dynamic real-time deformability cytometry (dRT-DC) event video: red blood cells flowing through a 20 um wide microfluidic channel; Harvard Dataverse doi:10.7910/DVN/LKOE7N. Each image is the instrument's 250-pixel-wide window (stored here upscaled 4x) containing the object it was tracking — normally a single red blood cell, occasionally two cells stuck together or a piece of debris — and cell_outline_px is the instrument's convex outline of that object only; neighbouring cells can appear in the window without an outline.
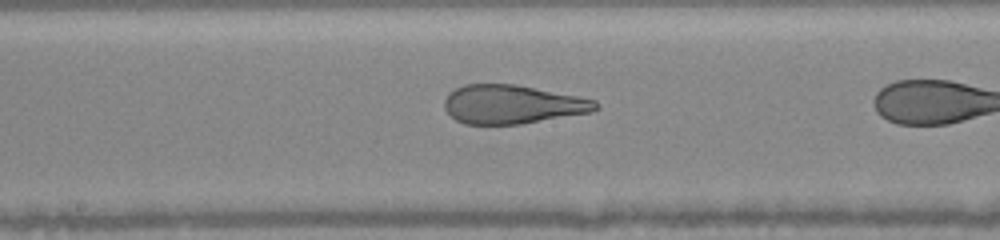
{"species": "human", "species_latin": "Homo sapiens", "temperature_condition": "warm", "stored_images_in_passage": 35, "camera_frame_rate_fps": 3000, "um_per_image_px": 0.085, "donor": {"sex": "female"}, "frame": {"image": 1, "passage_image": 25, "time_ms": 8.0, "image_size_px": [1000, 240], "cell_outline_px": [[600, 108], [592, 112], [520, 124], [464, 124], [456, 120], [444, 108], [444, 100], [448, 92], [464, 84], [516, 84], [596, 100], [600, 104]], "centroid_in_image_um": [43.54, 8.87], "position_along_channel_um": 204.7, "area_um2": 34.22}}